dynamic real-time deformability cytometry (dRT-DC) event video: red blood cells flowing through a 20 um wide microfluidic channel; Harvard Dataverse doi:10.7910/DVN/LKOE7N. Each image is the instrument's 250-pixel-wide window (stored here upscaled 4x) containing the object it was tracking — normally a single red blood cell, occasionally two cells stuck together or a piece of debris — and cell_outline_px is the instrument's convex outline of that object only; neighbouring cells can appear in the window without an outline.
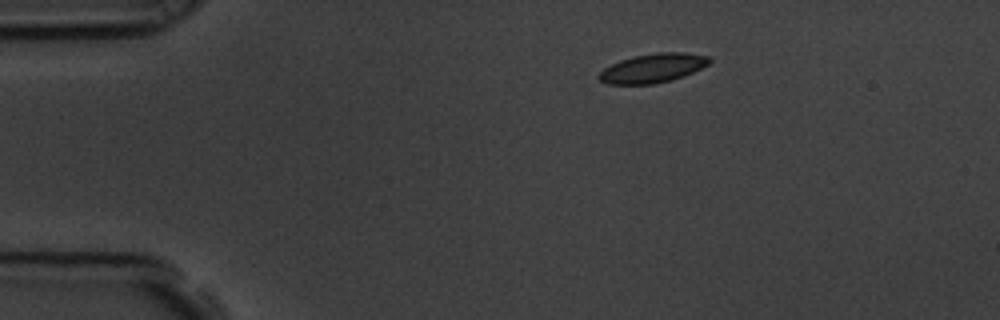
{"species": "common noctule bat (a hibernating species)", "species_latin": "Nyctalus noctula", "temperature_condition": "room temperature", "stored_images_in_passage": 48, "camera_frame_rate_fps": 3000, "um_per_image_px": 0.085, "animal": {"sex": "male", "body_mass_g": 19.5, "forearm_length_mm": 54.6}, "frame": {"image": 1, "passage_image": 1, "time_ms": 0.0, "image_size_px": [1000, 320], "cell_outline_px": [[712, 60], [708, 64], [684, 76], [672, 80], [652, 84], [608, 84], [600, 80], [596, 76], [604, 68], [620, 60], [632, 56], [656, 52], [684, 52], [708, 56]], "centroid_in_image_um": [55.47, 5.78], "position_along_channel_um": 29.5, "area_um2": 18.73}}
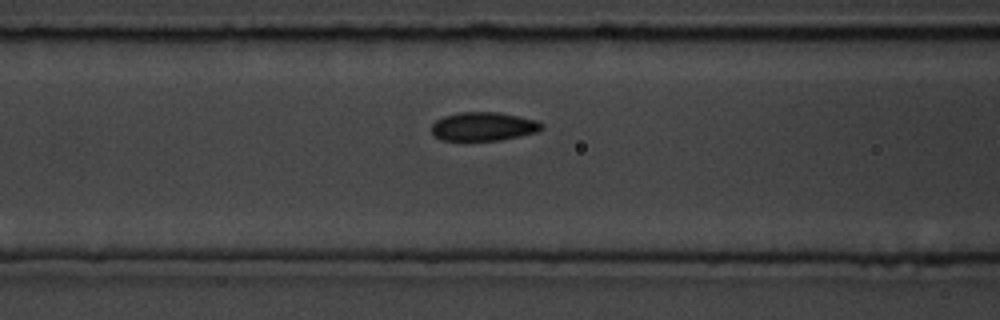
{"frame": {"image": 2, "passage_image": 14, "time_ms": 4.333, "image_size_px": [1000, 320], "cell_outline_px": [[544, 128], [536, 132], [520, 136], [500, 140], [440, 140], [432, 132], [432, 124], [436, 120], [444, 116], [460, 112], [496, 112], [536, 120], [544, 124]], "centroid_in_image_um": [41.1, 10.75], "position_along_channel_um": 125.5, "area_um2": 18.26}}
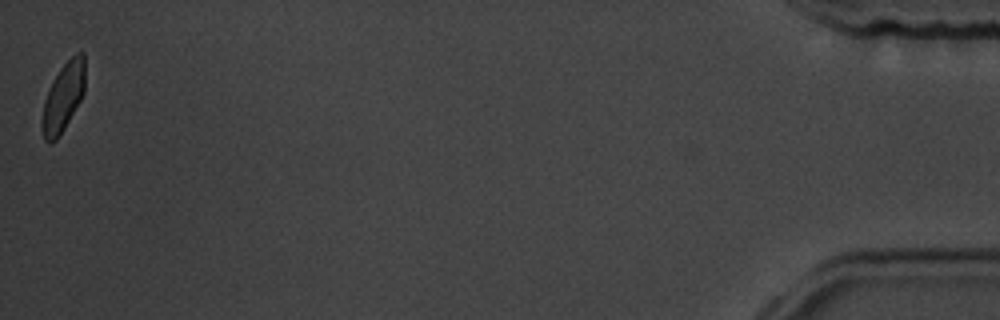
{"frame": {"image": 3, "passage_image": 48, "time_ms": 15.667, "image_size_px": [1000, 320], "cell_outline_px": [[84, 92], [80, 100], [64, 128], [56, 140], [52, 144], [48, 144], [44, 140], [40, 124], [44, 100], [48, 88], [52, 80], [60, 68], [76, 52], [84, 52]], "centroid_in_image_um": [5.33, 8.28], "position_along_channel_um": 429.9, "area_um2": 17.28}, "authors_computed_cell_mechanics": {"area_um2": 18.2648, "velocity_mm_per_s": 3.539, "shape_relaxation_time_tau1_ms": 3.0842, "shape_relaxation_time_tau2_ms": 0.9738, "deformation_change_tau1": 0.0811, "deformation_change_tau2": 0.0459}}